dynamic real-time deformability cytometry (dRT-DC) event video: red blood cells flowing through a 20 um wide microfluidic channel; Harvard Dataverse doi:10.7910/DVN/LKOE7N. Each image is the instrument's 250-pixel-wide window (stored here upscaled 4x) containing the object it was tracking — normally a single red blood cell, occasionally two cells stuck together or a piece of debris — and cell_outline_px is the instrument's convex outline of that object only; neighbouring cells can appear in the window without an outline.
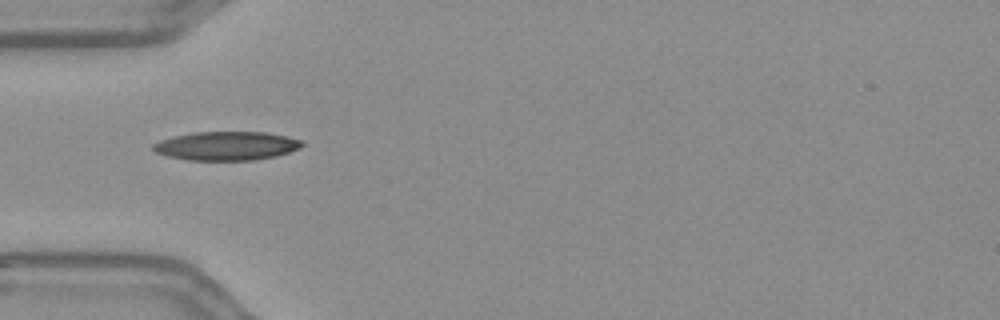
{"species": "Egyptian fruit bat (a non-hibernating species)", "species_latin": "Rousettus aegyptiacus", "temperature_condition": "warm", "stored_images_in_passage": 40, "camera_frame_rate_fps": 3000, "um_per_image_px": 0.085, "frame": {"image": 1, "passage_image": 2, "time_ms": 0.333, "image_size_px": [1000, 320], "cell_outline_px": [[304, 144], [300, 148], [276, 156], [252, 160], [188, 160], [168, 156], [156, 152], [152, 148], [152, 144], [160, 140], [172, 136], [192, 132], [268, 132], [288, 136], [304, 140]], "centroid_in_image_um": [19.27, 12.39], "position_along_channel_um": 65.7, "area_um2": 25.14}}
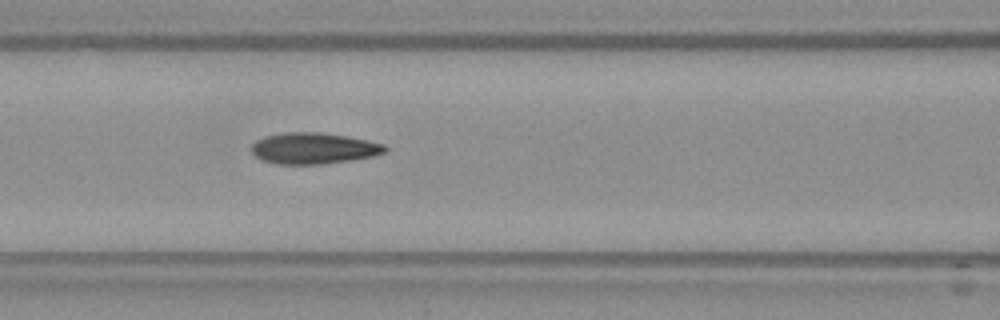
{"frame": {"image": 2, "passage_image": 8, "time_ms": 2.333, "image_size_px": [1000, 320], "cell_outline_px": [[388, 148], [384, 152], [372, 156], [352, 160], [320, 164], [276, 164], [264, 160], [256, 156], [252, 152], [252, 144], [256, 140], [264, 136], [288, 132], [320, 132], [368, 140], [384, 144]], "centroid_in_image_um": [26.65, 12.6], "position_along_channel_um": 139.9, "area_um2": 24.1}}
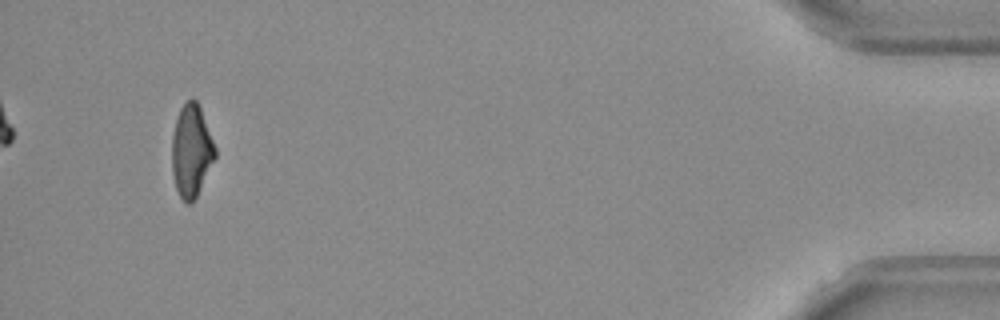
{"frame": {"image": 3, "passage_image": 37, "time_ms": 12.0, "image_size_px": [1000, 320], "cell_outline_px": [[216, 156], [196, 196], [188, 204], [184, 204], [176, 188], [172, 172], [172, 132], [180, 108], [192, 96], [196, 100], [200, 108], [216, 148]], "centroid_in_image_um": [16.25, 12.8], "position_along_channel_um": 418.9, "area_um2": 23.0}, "authors_computed_cell_mechanics": {"area_um2": 24.0448, "velocity_mm_per_s": 3.6854, "shape_relaxation_time_tau1_ms": null, "shape_relaxation_time_tau2_ms": 2.198, "deformation_change_tau1": null, "deformation_change_tau2": 0.0958}}